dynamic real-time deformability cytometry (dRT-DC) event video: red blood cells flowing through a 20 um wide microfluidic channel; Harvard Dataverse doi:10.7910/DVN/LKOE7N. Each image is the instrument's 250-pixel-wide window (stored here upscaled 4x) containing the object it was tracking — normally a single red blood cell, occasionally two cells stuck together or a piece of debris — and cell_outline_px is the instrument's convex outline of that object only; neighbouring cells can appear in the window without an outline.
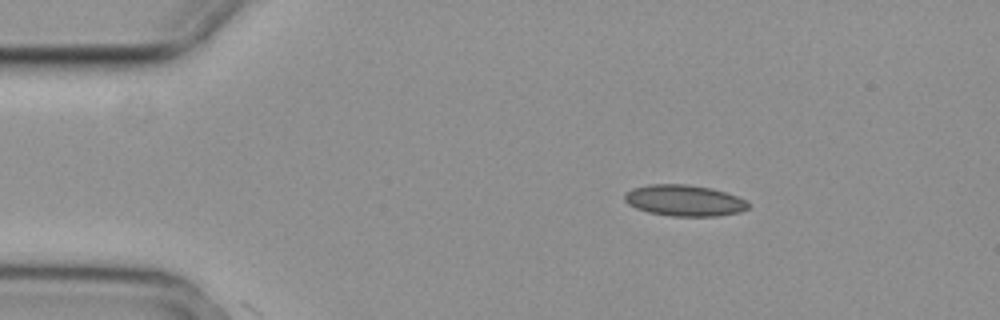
{"species": "common noctule bat (a hibernating species)", "species_latin": "Nyctalus noctula", "temperature_condition": "cold", "stored_images_in_passage": 3, "camera_frame_rate_fps": 3000, "um_per_image_px": 0.085, "animal": {"sex": "female", "body_mass_g": 29.2, "forearm_length_mm": 56.3}, "frame": {"image": 1, "passage_image": 1, "time_ms": 0.0, "image_size_px": [1000, 320], "cell_outline_px": [[748, 208], [740, 212], [716, 216], [672, 216], [648, 212], [636, 208], [628, 204], [624, 200], [624, 196], [632, 188], [648, 184], [688, 184], [712, 188], [736, 196], [744, 200], [748, 204]], "centroid_in_image_um": [58.14, 17.04], "position_along_channel_um": 26.9, "area_um2": 22.37}}
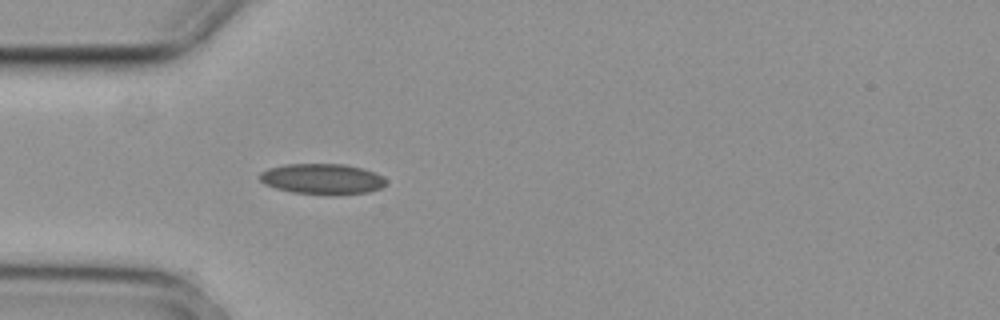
{"frame": {"image": 2, "passage_image": 3, "time_ms": 0.667, "image_size_px": [1000, 320], "cell_outline_px": [[388, 180], [380, 188], [368, 192], [332, 196], [292, 192], [276, 188], [264, 184], [256, 176], [260, 172], [268, 168], [284, 164], [344, 164], [360, 168], [372, 172]], "centroid_in_image_um": [27.33, 15.22], "position_along_channel_um": 57.7, "area_um2": 22.72}}